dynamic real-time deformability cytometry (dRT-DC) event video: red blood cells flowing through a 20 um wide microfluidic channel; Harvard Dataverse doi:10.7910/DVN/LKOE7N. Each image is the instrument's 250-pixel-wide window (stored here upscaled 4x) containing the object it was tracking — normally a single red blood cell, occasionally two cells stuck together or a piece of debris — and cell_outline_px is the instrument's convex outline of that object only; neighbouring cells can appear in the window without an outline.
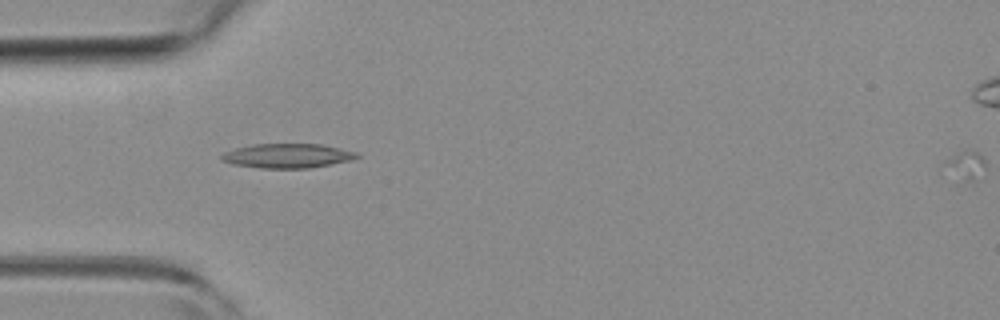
{"species": "common noctule bat (a hibernating species)", "species_latin": "Nyctalus noctula", "temperature_condition": "room temperature", "stored_images_in_passage": 5, "camera_frame_rate_fps": 3000, "um_per_image_px": 0.085, "animal": {"sex": "female", "body_mass_g": 19.3, "forearm_length_mm": 54.1}, "frame": {"image": 1, "passage_image": 3, "time_ms": 0.667, "image_size_px": [1000, 320], "cell_outline_px": [[360, 156], [352, 160], [332, 164], [308, 168], [260, 168], [232, 164], [220, 160], [220, 156], [224, 152], [236, 148], [252, 144], [324, 144], [356, 152]], "centroid_in_image_um": [24.42, 13.24], "position_along_channel_um": 60.6, "area_um2": 19.31}}
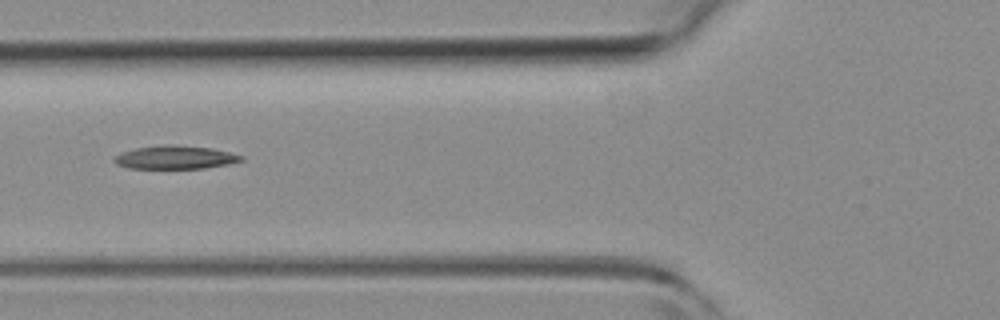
{"frame": {"image": 2, "passage_image": 4, "time_ms": 1.0, "image_size_px": [1000, 320], "cell_outline_px": [[244, 160], [228, 164], [204, 168], [128, 168], [116, 164], [112, 160], [116, 156], [124, 152], [136, 148], [164, 144], [172, 144], [212, 148], [244, 156]], "centroid_in_image_um": [14.91, 13.37], "position_along_channel_um": 110.9, "area_um2": 17.17}}
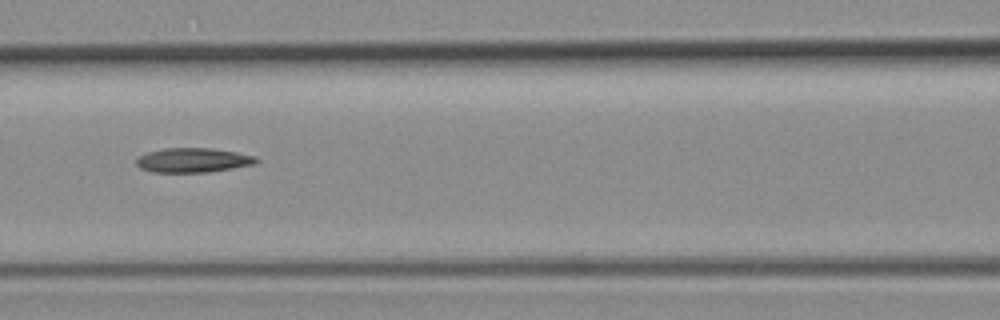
{"frame": {"image": 3, "passage_image": 5, "time_ms": 1.333, "image_size_px": [1000, 320], "cell_outline_px": [[260, 160], [256, 164], [208, 172], [152, 172], [140, 168], [136, 164], [136, 160], [140, 156], [148, 152], [164, 148], [208, 148], [236, 152], [256, 156]], "centroid_in_image_um": [16.43, 13.62], "position_along_channel_um": 150.2, "area_um2": 17.05}}